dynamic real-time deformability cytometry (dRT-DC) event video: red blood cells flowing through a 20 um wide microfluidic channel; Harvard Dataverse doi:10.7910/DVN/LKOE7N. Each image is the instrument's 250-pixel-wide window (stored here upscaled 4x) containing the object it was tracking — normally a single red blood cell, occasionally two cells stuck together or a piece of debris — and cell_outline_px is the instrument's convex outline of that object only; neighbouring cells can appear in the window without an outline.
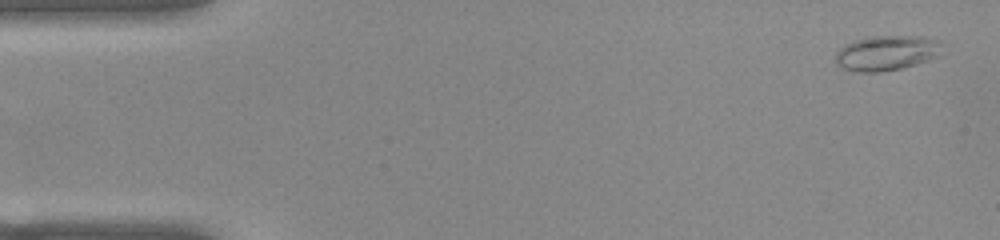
{"species": "common noctule bat (a hibernating species)", "species_latin": "Nyctalus noctula", "temperature_condition": "warm", "stored_images_in_passage": 52, "camera_frame_rate_fps": 3000, "um_per_image_px": 0.085, "animal": {"sex": "female", "body_mass_g": 22.0, "forearm_length_mm": 56.7}, "frame": {"image": 1, "passage_image": 2, "time_ms": 0.333, "image_size_px": [1000, 240], "cell_outline_px": [[940, 56], [904, 68], [880, 72], [856, 72], [844, 68], [836, 64], [836, 52], [840, 48], [856, 40], [876, 36], [928, 36], [940, 40]], "centroid_in_image_um": [75.4, 4.51], "position_along_channel_um": 9.6, "area_um2": 21.79}}
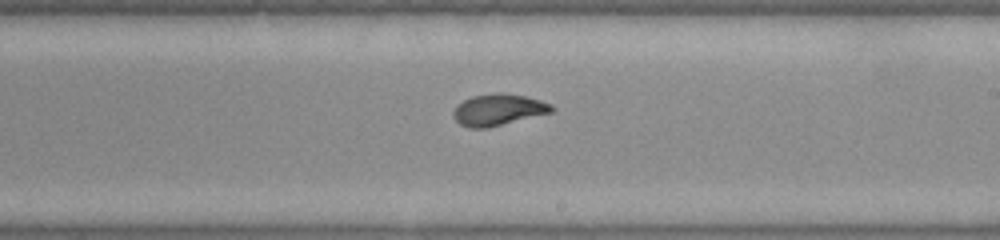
{"frame": {"image": 2, "passage_image": 30, "time_ms": 9.667, "image_size_px": [1000, 240], "cell_outline_px": [[556, 108], [552, 112], [488, 128], [468, 128], [460, 124], [456, 120], [452, 112], [464, 100], [472, 96], [500, 92], [504, 92], [524, 96], [540, 100], [552, 104]], "centroid_in_image_um": [42.38, 9.33], "position_along_channel_um": 246.6, "area_um2": 17.98}}
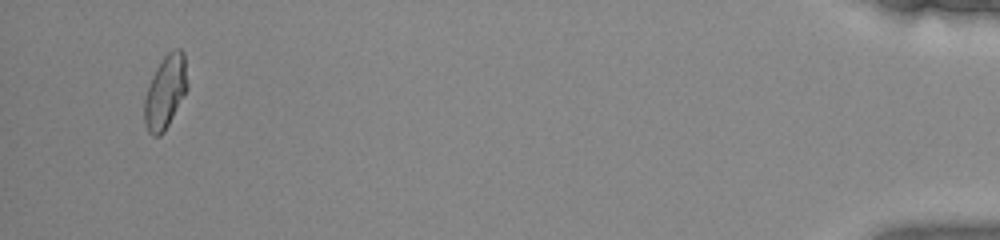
{"frame": {"image": 3, "passage_image": 50, "time_ms": 16.333, "image_size_px": [1000, 240], "cell_outline_px": [[188, 88], [164, 132], [160, 136], [152, 136], [148, 132], [144, 120], [144, 100], [152, 76], [156, 68], [164, 56], [172, 48], [180, 48], [184, 52], [188, 84]], "centroid_in_image_um": [14.06, 7.79], "position_along_channel_um": 421.1, "area_um2": 18.38}, "authors_computed_cell_mechanics": {"area_um2": 18.207, "velocity_mm_per_s": 3.8934, "shape_relaxation_time_tau1_ms": null, "shape_relaxation_time_tau2_ms": 1.1504, "deformation_change_tau1": null, "deformation_change_tau2": 0.058}}